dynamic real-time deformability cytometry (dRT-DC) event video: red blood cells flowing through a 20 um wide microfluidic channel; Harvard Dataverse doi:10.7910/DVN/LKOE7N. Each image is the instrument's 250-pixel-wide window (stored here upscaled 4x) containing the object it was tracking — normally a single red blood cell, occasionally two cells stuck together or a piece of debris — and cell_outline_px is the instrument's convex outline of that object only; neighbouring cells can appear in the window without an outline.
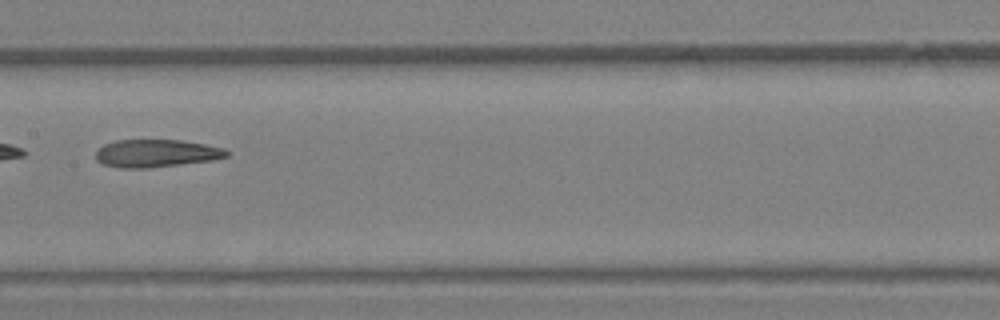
{"species": "Egyptian fruit bat (a non-hibernating species)", "species_latin": "Rousettus aegyptiacus", "temperature_condition": "warm", "stored_images_in_passage": 11, "camera_frame_rate_fps": 3000, "um_per_image_px": 0.085, "animal": {"sex": "female"}, "frame": {"image": 1, "passage_image": 11, "time_ms": 3.333, "image_size_px": [1000, 320], "cell_outline_px": [[228, 156], [212, 160], [148, 168], [120, 168], [104, 164], [96, 160], [96, 152], [104, 144], [116, 140], [180, 140], [204, 144], [224, 148], [228, 152]], "centroid_in_image_um": [13.26, 13.03], "position_along_channel_um": 194.1, "area_um2": 20.98}}